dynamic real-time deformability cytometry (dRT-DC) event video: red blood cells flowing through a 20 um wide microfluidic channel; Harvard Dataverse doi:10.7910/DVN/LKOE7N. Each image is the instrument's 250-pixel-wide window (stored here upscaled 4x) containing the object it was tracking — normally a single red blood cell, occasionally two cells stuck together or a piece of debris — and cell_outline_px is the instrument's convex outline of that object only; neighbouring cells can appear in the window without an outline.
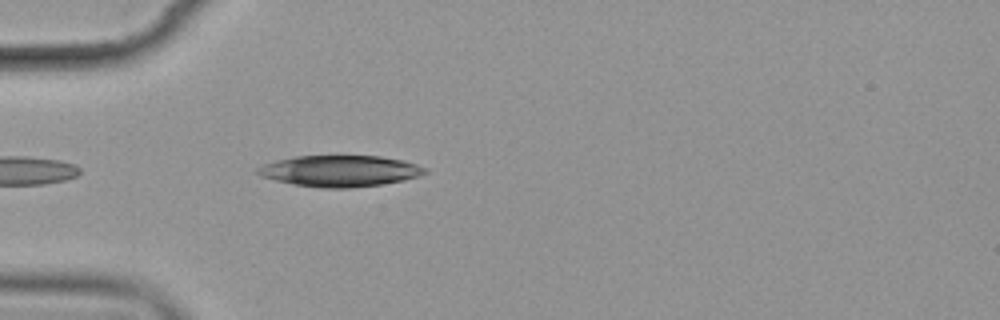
{"species": "common noctule bat (a hibernating species)", "species_latin": "Nyctalus noctula", "temperature_condition": "cold", "stored_images_in_passage": 4, "camera_frame_rate_fps": 3000, "um_per_image_px": 0.085, "animal": {"sex": "female", "body_mass_g": 19.9}, "frame": {"image": 1, "passage_image": 4, "time_ms": 4.333, "image_size_px": [1000, 320], "cell_outline_px": [[428, 172], [420, 176], [404, 180], [380, 184], [348, 188], [320, 188], [292, 184], [260, 176], [256, 172], [256, 168], [264, 164], [276, 160], [296, 156], [380, 156], [404, 160], [428, 168]], "centroid_in_image_um": [28.91, 14.53], "position_along_channel_um": 56.1, "area_um2": 30.52}}